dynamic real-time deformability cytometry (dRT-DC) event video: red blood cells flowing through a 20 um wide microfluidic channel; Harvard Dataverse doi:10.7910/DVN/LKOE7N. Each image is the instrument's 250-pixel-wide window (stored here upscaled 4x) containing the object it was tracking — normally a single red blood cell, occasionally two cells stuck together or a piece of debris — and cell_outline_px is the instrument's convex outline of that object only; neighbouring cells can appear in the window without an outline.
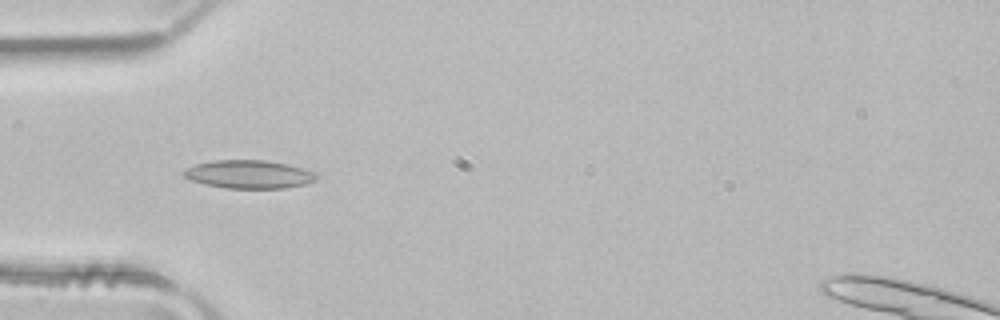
{"species": "common noctule bat (a hibernating species)", "species_latin": "Nyctalus noctula", "temperature_condition": "room temperature", "stored_images_in_passage": 50, "camera_frame_rate_fps": 3000, "um_per_image_px": 0.085, "animal": {"sex": "male", "body_mass_g": 21.5, "forearm_length_mm": 52.0}, "frame": {"image": 1, "passage_image": 15, "time_ms": 4.667, "image_size_px": [1000, 320], "cell_outline_px": [[316, 180], [304, 184], [284, 188], [228, 188], [208, 184], [192, 180], [184, 176], [180, 172], [184, 168], [196, 164], [212, 160], [268, 160], [288, 164], [316, 172]], "centroid_in_image_um": [21.15, 14.8], "position_along_channel_um": 63.9, "area_um2": 21.79}}
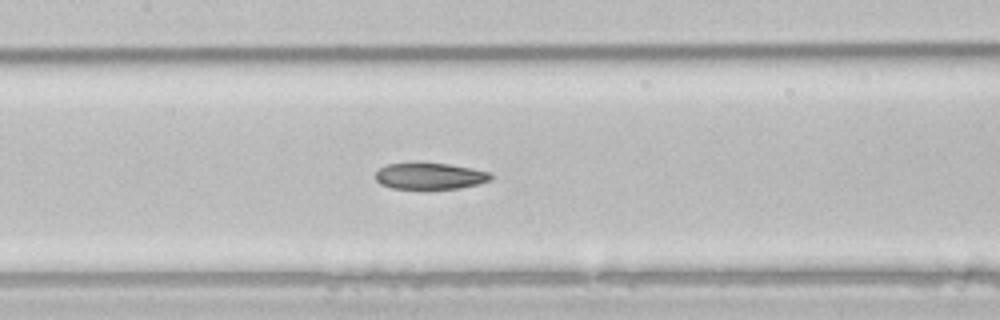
{"frame": {"image": 2, "passage_image": 23, "time_ms": 7.333, "image_size_px": [1000, 320], "cell_outline_px": [[492, 176], [488, 180], [476, 184], [460, 188], [392, 188], [380, 184], [376, 180], [376, 172], [380, 168], [388, 164], [416, 160], [448, 164], [472, 168], [488, 172]], "centroid_in_image_um": [36.47, 14.92], "position_along_channel_um": 170.9, "area_um2": 17.98}}
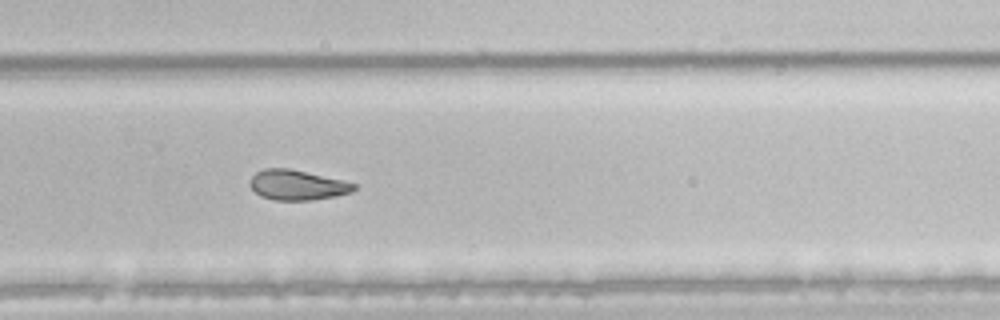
{"frame": {"image": 3, "passage_image": 33, "time_ms": 10.667, "image_size_px": [1000, 320], "cell_outline_px": [[356, 188], [352, 192], [336, 196], [312, 200], [276, 200], [260, 196], [248, 184], [248, 180], [256, 172], [264, 168], [288, 168], [344, 180], [356, 184]], "centroid_in_image_um": [25.25, 15.72], "position_along_channel_um": 304.5, "area_um2": 18.32}, "authors_computed_cell_mechanics": {"area_um2": 20.7791, "velocity_mm_per_s": 4.0263, "shape_relaxation_time_tau1_ms": null, "shape_relaxation_time_tau2_ms": 5.5275, "deformation_change_tau1": null, "deformation_change_tau2": 0.1137}}